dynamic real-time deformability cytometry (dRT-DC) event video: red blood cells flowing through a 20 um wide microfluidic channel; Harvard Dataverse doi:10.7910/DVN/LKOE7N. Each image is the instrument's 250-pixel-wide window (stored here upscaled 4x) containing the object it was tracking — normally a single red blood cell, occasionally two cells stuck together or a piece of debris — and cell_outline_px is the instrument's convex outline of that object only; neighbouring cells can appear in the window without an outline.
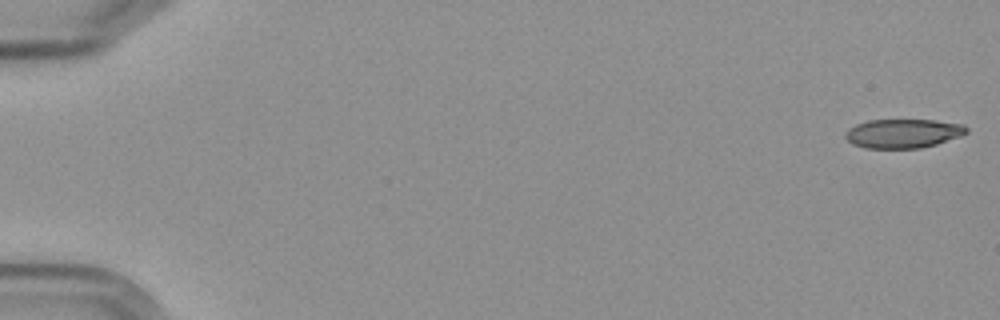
{"species": "Egyptian fruit bat (a non-hibernating species)", "species_latin": "Rousettus aegyptiacus", "temperature_condition": "cold", "stored_images_in_passage": 5, "camera_frame_rate_fps": 3000, "um_per_image_px": 0.085, "frame": {"image": 1, "passage_image": 1, "time_ms": 0.0, "image_size_px": [1000, 320], "cell_outline_px": [[968, 132], [960, 136], [936, 144], [920, 148], [864, 148], [852, 144], [844, 136], [848, 128], [856, 124], [868, 120], [936, 120], [964, 124], [968, 128]], "centroid_in_image_um": [76.76, 11.34], "position_along_channel_um": 8.2, "area_um2": 20.58}}
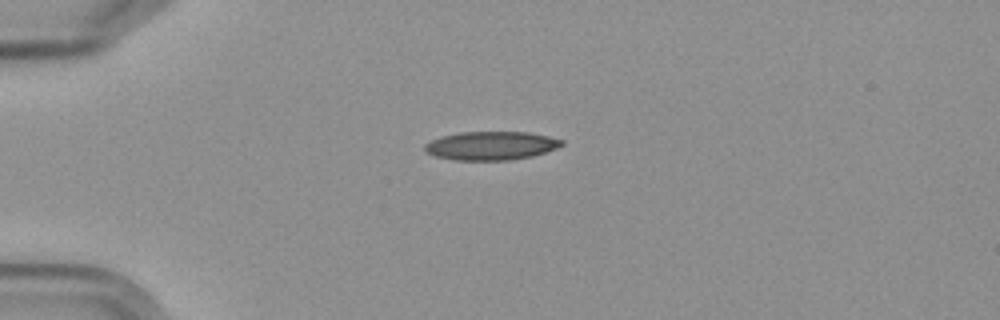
{"frame": {"image": 2, "passage_image": 5, "time_ms": 4.667, "image_size_px": [1000, 320], "cell_outline_px": [[564, 144], [556, 148], [532, 156], [508, 160], [456, 160], [436, 156], [424, 152], [424, 144], [432, 140], [444, 136], [460, 132], [528, 132], [548, 136], [564, 140]], "centroid_in_image_um": [41.74, 12.38], "position_along_channel_um": 43.3, "area_um2": 22.66}}